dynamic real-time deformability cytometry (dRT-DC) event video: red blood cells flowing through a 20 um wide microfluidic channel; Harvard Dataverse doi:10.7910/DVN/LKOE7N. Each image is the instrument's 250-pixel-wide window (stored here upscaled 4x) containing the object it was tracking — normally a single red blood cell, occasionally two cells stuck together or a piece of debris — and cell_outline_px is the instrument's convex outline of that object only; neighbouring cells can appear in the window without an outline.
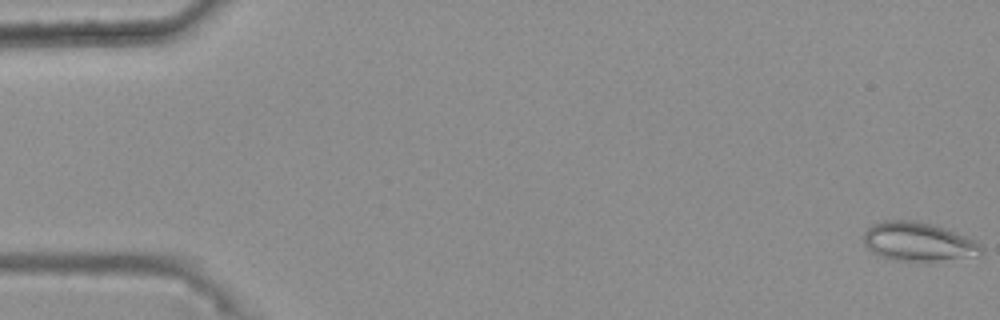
{"species": "common noctule bat (a hibernating species)", "species_latin": "Nyctalus noctula", "temperature_condition": "warm", "stored_images_in_passage": 47, "camera_frame_rate_fps": 3000, "um_per_image_px": 0.085, "animal": {"sex": "female", "body_mass_g": 25.1}, "frame": {"image": 1, "passage_image": 1, "time_ms": 0.0, "image_size_px": [1000, 320], "cell_outline_px": [[984, 252], [936, 260], [896, 260], [880, 256], [872, 252], [864, 244], [864, 232], [872, 224], [880, 220], [916, 220], [932, 224], [956, 232], [980, 244], [984, 248]], "centroid_in_image_um": [77.95, 20.5], "position_along_channel_um": 7.1, "area_um2": 25.95}}
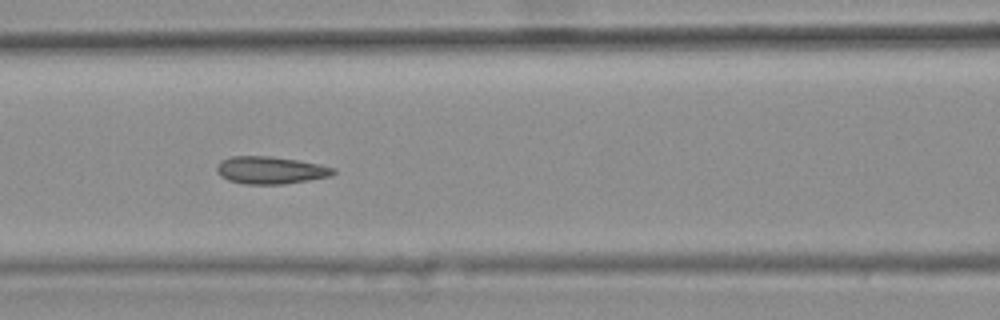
{"frame": {"image": 2, "passage_image": 24, "time_ms": 7.667, "image_size_px": [1000, 320], "cell_outline_px": [[336, 172], [332, 176], [284, 184], [244, 184], [228, 180], [220, 176], [216, 172], [216, 164], [220, 160], [232, 156], [272, 156], [320, 164], [336, 168]], "centroid_in_image_um": [22.97, 14.46], "position_along_channel_um": 143.6, "area_um2": 18.84}}
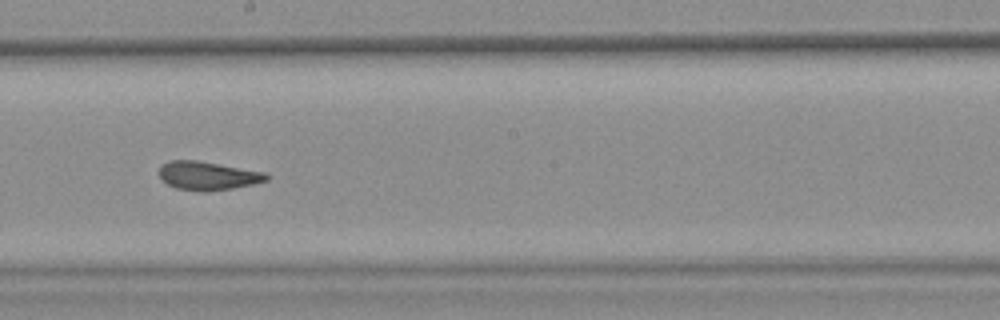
{"frame": {"image": 3, "passage_image": 31, "time_ms": 10.0, "image_size_px": [1000, 320], "cell_outline_px": [[268, 180], [252, 184], [232, 188], [204, 192], [200, 192], [176, 188], [168, 184], [160, 176], [160, 164], [172, 160], [196, 160], [264, 172], [268, 176]], "centroid_in_image_um": [17.63, 14.94], "position_along_channel_um": 230.6, "area_um2": 17.63}, "authors_computed_cell_mechanics": {"area_um2": 18.6116, "velocity_mm_per_s": 3.7396, "shape_relaxation_time_tau1_ms": null, "shape_relaxation_time_tau2_ms": 1.8264, "deformation_change_tau1": null, "deformation_change_tau2": 0.0665}}